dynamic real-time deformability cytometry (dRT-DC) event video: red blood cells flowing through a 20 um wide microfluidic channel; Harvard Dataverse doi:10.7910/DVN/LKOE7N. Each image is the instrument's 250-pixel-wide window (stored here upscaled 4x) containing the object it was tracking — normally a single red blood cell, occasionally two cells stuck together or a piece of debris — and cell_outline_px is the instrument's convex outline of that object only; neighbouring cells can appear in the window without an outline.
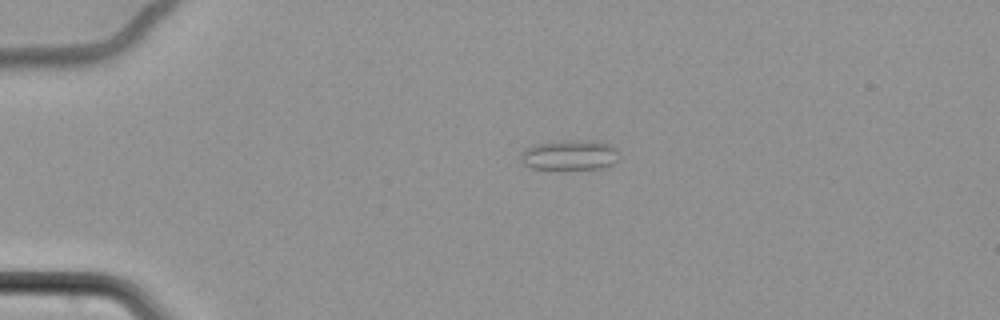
{"species": "common noctule bat (a hibernating species)", "species_latin": "Nyctalus noctula", "temperature_condition": "cold", "stored_images_in_passage": 48, "camera_frame_rate_fps": 3000, "um_per_image_px": 0.085, "animal": {"sex": "female", "body_mass_g": 22.7, "forearm_length_mm": 54.2}, "frame": {"image": 1, "passage_image": 1, "time_ms": 0.0, "image_size_px": [1000, 320], "cell_outline_px": [[620, 156], [612, 164], [600, 168], [532, 168], [524, 164], [520, 160], [520, 152], [524, 148], [536, 144], [564, 140], [592, 140], [608, 144], [616, 148]], "centroid_in_image_um": [48.41, 13.15], "position_along_channel_um": 36.6, "area_um2": 17.17}}
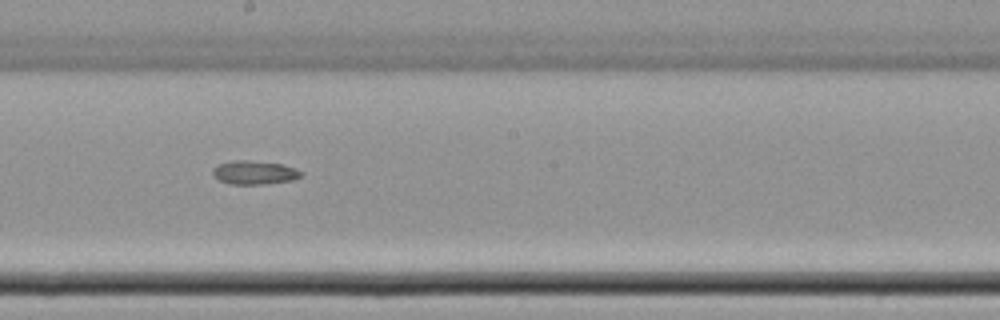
{"frame": {"image": 2, "passage_image": 22, "time_ms": 7.0, "image_size_px": [1000, 320], "cell_outline_px": [[304, 176], [292, 180], [264, 184], [228, 184], [220, 180], [212, 172], [212, 168], [220, 164], [236, 160], [248, 160], [280, 164], [296, 168], [304, 172]], "centroid_in_image_um": [21.68, 14.67], "position_along_channel_um": 226.5, "area_um2": 12.14}}
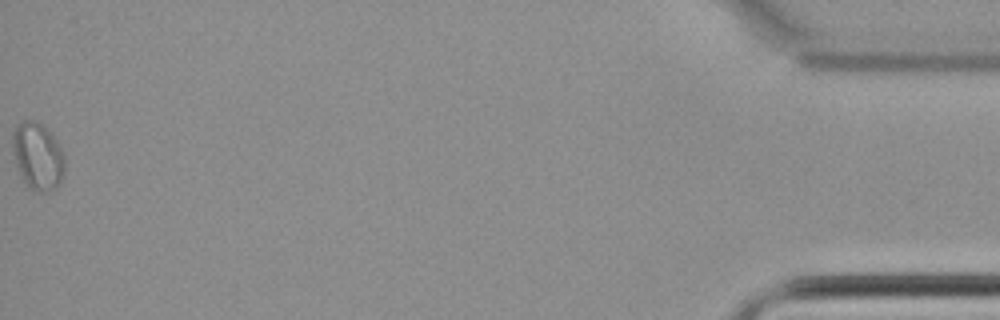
{"frame": {"image": 3, "passage_image": 48, "time_ms": 15.667, "image_size_px": [1000, 320], "cell_outline_px": [[64, 176], [60, 184], [56, 188], [48, 192], [40, 192], [28, 188], [16, 164], [12, 152], [12, 132], [16, 124], [20, 120], [36, 120], [56, 140], [64, 156]], "centroid_in_image_um": [3.19, 13.28], "position_along_channel_um": 432.0, "area_um2": 20.52}, "authors_computed_cell_mechanics": {"area_um2": 12.716, "velocity_mm_per_s": 3.4778, "shape_relaxation_time_tau1_ms": null, "shape_relaxation_time_tau2_ms": 6.8972, "deformation_change_tau1": null, "deformation_change_tau2": 0.0811}}